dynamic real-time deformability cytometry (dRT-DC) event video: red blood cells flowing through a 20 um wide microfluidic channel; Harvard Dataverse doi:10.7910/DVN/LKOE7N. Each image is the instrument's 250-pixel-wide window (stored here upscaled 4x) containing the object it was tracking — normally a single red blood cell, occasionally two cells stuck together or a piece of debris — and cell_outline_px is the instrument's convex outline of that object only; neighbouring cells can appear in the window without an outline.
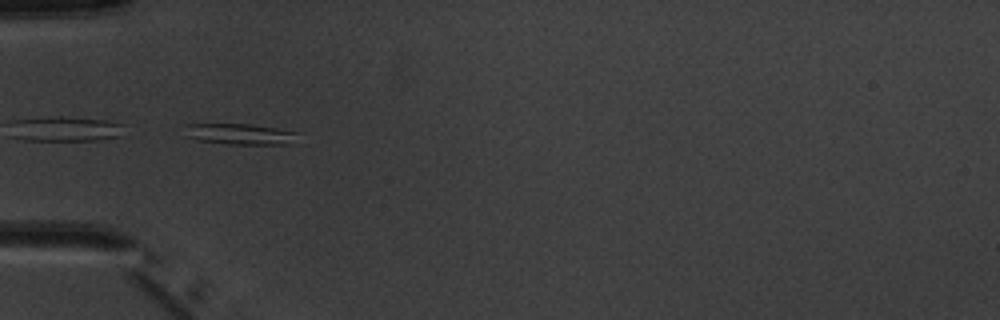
{"species": "common noctule bat (a hibernating species)", "species_latin": "Nyctalus noctula", "temperature_condition": "warm", "stored_images_in_passage": 6, "camera_frame_rate_fps": 3000, "um_per_image_px": 0.085, "animal": {"sex": "male", "body_mass_g": 20.1, "forearm_length_mm": 53.5}, "frame": {"image": 1, "passage_image": 3, "time_ms": 3.333, "image_size_px": [1000, 320], "cell_outline_px": [[300, 132], [288, 144], [228, 144], [196, 140], [184, 136], [180, 124], [252, 124]], "centroid_in_image_um": [20.25, 11.38], "position_along_channel_um": 64.8, "area_um2": 14.05}}
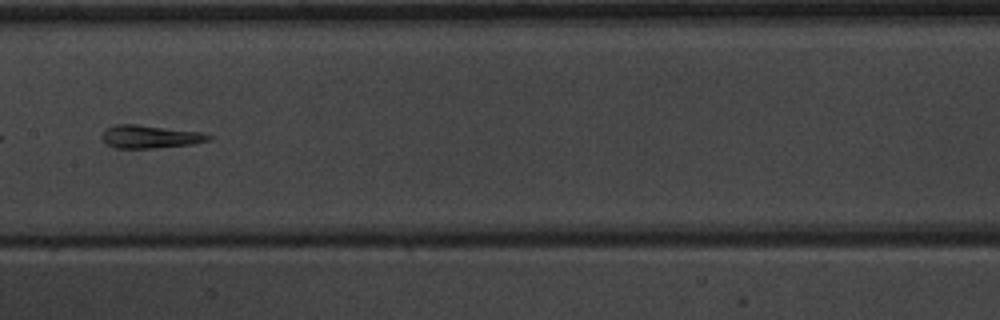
{"frame": {"image": 2, "passage_image": 6, "time_ms": 6.667, "image_size_px": [1000, 320], "cell_outline_px": [[212, 136], [208, 140], [192, 144], [156, 148], [116, 148], [108, 144], [100, 136], [104, 128], [116, 124], [136, 124], [200, 132]], "centroid_in_image_um": [12.7, 11.61], "position_along_channel_um": 194.7, "area_um2": 14.22}}